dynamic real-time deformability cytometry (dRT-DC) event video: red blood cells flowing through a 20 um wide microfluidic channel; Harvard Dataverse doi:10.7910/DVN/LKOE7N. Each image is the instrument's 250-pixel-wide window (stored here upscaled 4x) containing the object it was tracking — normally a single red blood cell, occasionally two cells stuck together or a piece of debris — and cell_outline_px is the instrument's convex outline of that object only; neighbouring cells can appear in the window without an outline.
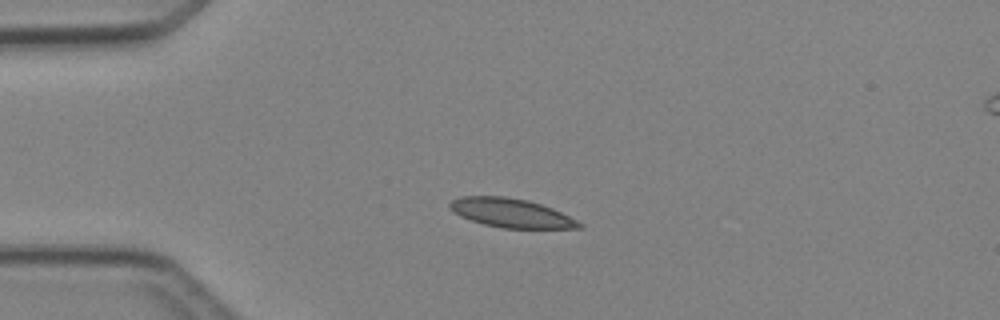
{"species": "Egyptian fruit bat (a non-hibernating species)", "species_latin": "Rousettus aegyptiacus", "temperature_condition": "cold", "stored_images_in_passage": 5, "camera_frame_rate_fps": 3000, "um_per_image_px": 0.085, "animal": {"sex": "female"}, "frame": {"image": 1, "passage_image": 3, "time_ms": 2.333, "image_size_px": [1000, 320], "cell_outline_px": [[584, 224], [580, 228], [504, 228], [484, 224], [460, 216], [448, 204], [452, 200], [460, 196], [504, 196], [528, 200], [552, 208]], "centroid_in_image_um": [43.45, 18.09], "position_along_channel_um": 41.6, "area_um2": 21.5}}
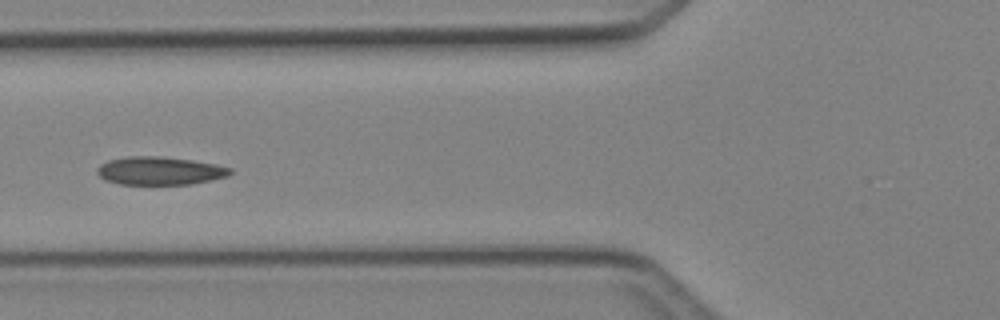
{"frame": {"image": 2, "passage_image": 5, "time_ms": 4.667, "image_size_px": [1000, 320], "cell_outline_px": [[232, 172], [228, 176], [212, 180], [192, 184], [120, 184], [104, 180], [96, 172], [96, 168], [100, 164], [108, 160], [128, 156], [160, 156], [192, 160], [216, 164], [232, 168]], "centroid_in_image_um": [13.57, 14.51], "position_along_channel_um": 112.2, "area_um2": 21.96}}